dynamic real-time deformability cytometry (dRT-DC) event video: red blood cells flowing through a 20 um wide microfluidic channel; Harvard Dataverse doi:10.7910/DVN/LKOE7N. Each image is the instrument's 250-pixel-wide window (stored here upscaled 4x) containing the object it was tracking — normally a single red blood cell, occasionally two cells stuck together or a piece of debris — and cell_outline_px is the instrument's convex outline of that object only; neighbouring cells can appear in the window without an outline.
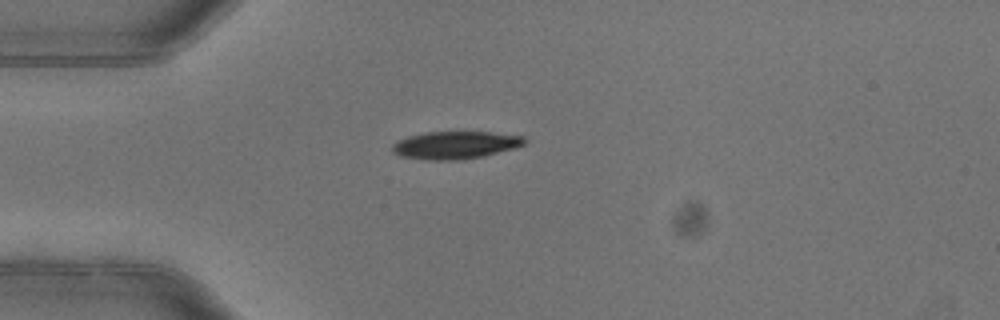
{"species": "common noctule bat (a hibernating species)", "species_latin": "Nyctalus noctula", "temperature_condition": "warm", "stored_images_in_passage": 2, "camera_frame_rate_fps": 3000, "um_per_image_px": 0.085, "animal": {"sex": "female"}, "frame": {"image": 1, "passage_image": 1, "time_ms": 0.0, "image_size_px": [1000, 320], "cell_outline_px": [[524, 144], [516, 148], [484, 156], [460, 160], [424, 160], [400, 156], [392, 152], [392, 144], [408, 136], [424, 132], [488, 132], [524, 136]], "centroid_in_image_um": [38.68, 12.34], "position_along_channel_um": 46.3, "area_um2": 21.33}}